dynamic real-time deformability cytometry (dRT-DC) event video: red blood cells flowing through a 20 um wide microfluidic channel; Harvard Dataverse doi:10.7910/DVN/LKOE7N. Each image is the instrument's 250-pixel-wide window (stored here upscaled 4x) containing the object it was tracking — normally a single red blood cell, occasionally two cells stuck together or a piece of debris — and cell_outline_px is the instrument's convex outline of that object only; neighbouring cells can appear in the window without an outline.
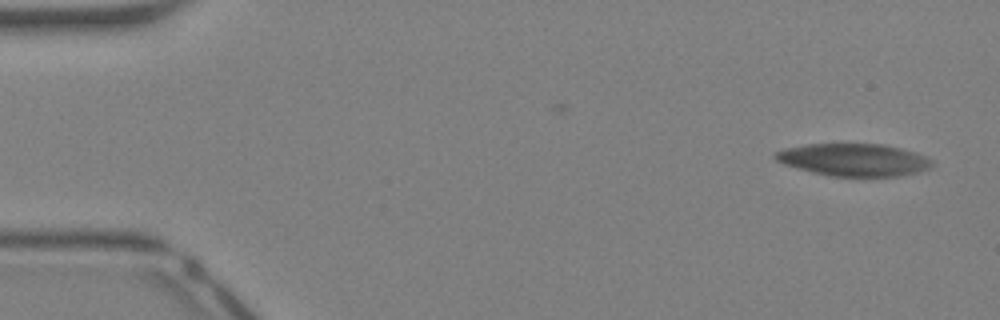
{"species": "Egyptian fruit bat (a non-hibernating species)", "species_latin": "Rousettus aegyptiacus", "temperature_condition": "warm", "stored_images_in_passage": 13, "camera_frame_rate_fps": 3000, "um_per_image_px": 0.085, "animal": {"sex": "female"}, "frame": {"image": 1, "passage_image": 1, "time_ms": 0.0, "image_size_px": [1000, 320], "cell_outline_px": [[932, 164], [928, 168], [916, 172], [896, 176], [828, 176], [812, 172], [784, 164], [776, 160], [772, 156], [776, 152], [784, 148], [804, 144], [884, 144], [916, 152], [932, 160]], "centroid_in_image_um": [72.53, 13.57], "position_along_channel_um": 12.5, "area_um2": 29.48}}
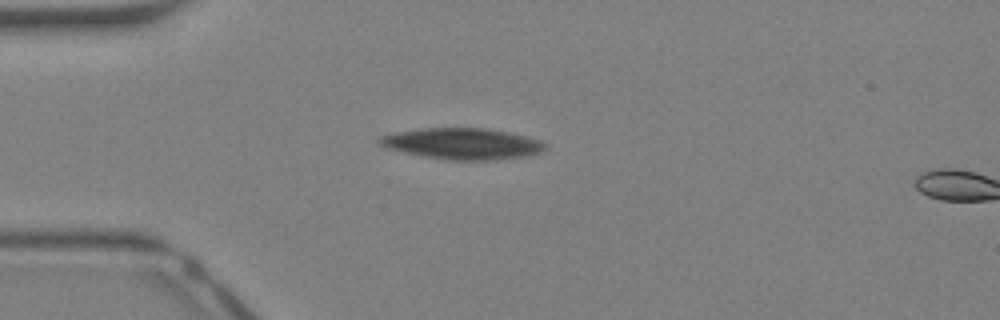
{"frame": {"image": 2, "passage_image": 11, "time_ms": 3.333, "image_size_px": [1000, 320], "cell_outline_px": [[548, 148], [544, 152], [528, 156], [496, 160], [444, 160], [404, 152], [388, 148], [380, 144], [376, 140], [376, 136], [396, 132], [424, 128], [488, 128], [508, 132], [540, 140], [548, 144]], "centroid_in_image_um": [39.34, 12.22], "position_along_channel_um": 45.7, "area_um2": 30.46}}